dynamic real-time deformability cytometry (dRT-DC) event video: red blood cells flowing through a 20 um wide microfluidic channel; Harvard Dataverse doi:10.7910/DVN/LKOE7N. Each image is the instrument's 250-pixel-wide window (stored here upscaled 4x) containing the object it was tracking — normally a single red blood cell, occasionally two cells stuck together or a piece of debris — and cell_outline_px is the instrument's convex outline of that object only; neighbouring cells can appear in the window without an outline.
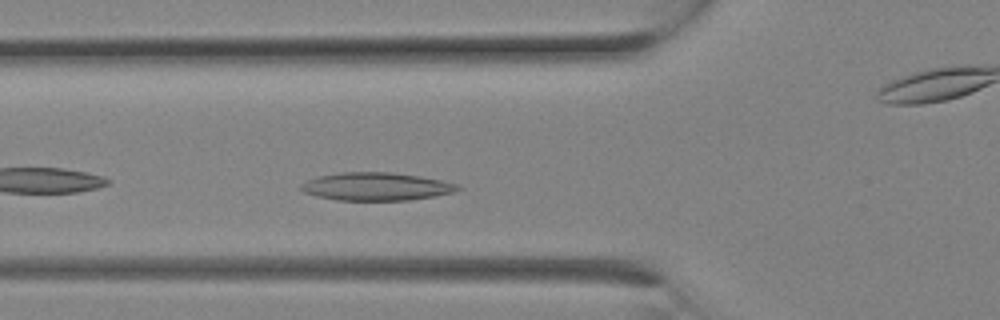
{"species": "Egyptian fruit bat (a non-hibernating species)", "species_latin": "Rousettus aegyptiacus", "temperature_condition": "room temperature", "stored_images_in_passage": 7, "camera_frame_rate_fps": 3000, "um_per_image_px": 0.085, "animal": {"sex": "female"}, "frame": {"image": 1, "passage_image": 6, "time_ms": 1.667, "image_size_px": [1000, 320], "cell_outline_px": [[464, 188], [452, 192], [432, 196], [408, 200], [336, 200], [316, 196], [304, 192], [300, 188], [300, 184], [316, 176], [340, 172], [392, 172], [420, 176], [460, 184]], "centroid_in_image_um": [31.97, 15.84], "position_along_channel_um": 93.8, "area_um2": 25.61}}